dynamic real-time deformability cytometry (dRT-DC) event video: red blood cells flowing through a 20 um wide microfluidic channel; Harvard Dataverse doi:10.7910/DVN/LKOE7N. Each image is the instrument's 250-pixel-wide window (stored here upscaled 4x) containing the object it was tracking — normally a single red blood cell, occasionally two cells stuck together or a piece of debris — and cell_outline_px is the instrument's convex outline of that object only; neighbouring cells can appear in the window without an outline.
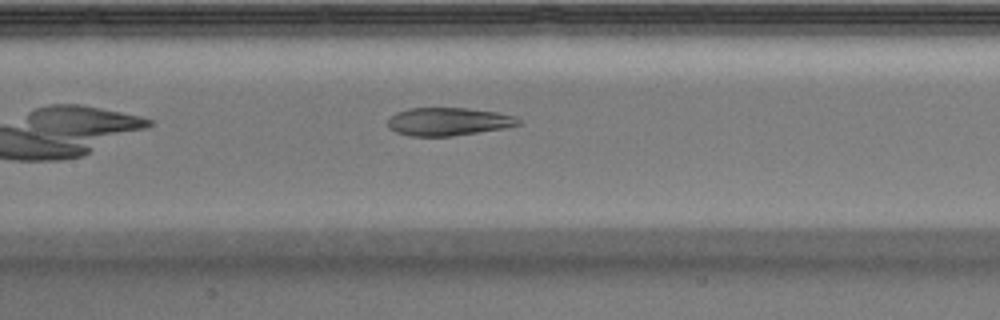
{"species": "Egyptian fruit bat (a non-hibernating species)", "species_latin": "Rousettus aegyptiacus", "temperature_condition": "warm", "stored_images_in_passage": 27, "camera_frame_rate_fps": 3000, "um_per_image_px": 0.085, "animal": {"sex": "male"}, "frame": {"image": 1, "passage_image": 8, "time_ms": 2.333, "image_size_px": [1000, 320], "cell_outline_px": [[520, 124], [508, 128], [452, 136], [408, 136], [396, 132], [388, 128], [388, 116], [396, 112], [408, 108], [468, 108], [496, 112], [516, 116], [520, 120]], "centroid_in_image_um": [38.1, 10.33], "position_along_channel_um": 169.3, "area_um2": 21.62}}
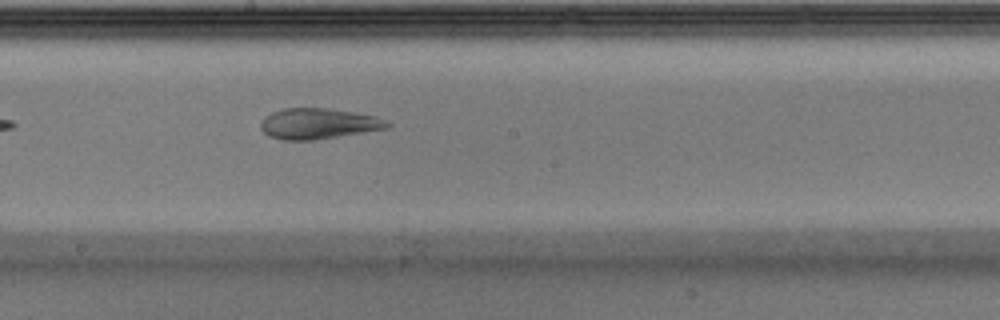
{"frame": {"image": 2, "passage_image": 12, "time_ms": 3.667, "image_size_px": [1000, 320], "cell_outline_px": [[392, 124], [388, 128], [316, 140], [280, 140], [268, 136], [260, 128], [260, 120], [264, 116], [280, 108], [328, 108], [376, 116], [388, 120]], "centroid_in_image_um": [27.03, 10.51], "position_along_channel_um": 221.2, "area_um2": 22.95}}